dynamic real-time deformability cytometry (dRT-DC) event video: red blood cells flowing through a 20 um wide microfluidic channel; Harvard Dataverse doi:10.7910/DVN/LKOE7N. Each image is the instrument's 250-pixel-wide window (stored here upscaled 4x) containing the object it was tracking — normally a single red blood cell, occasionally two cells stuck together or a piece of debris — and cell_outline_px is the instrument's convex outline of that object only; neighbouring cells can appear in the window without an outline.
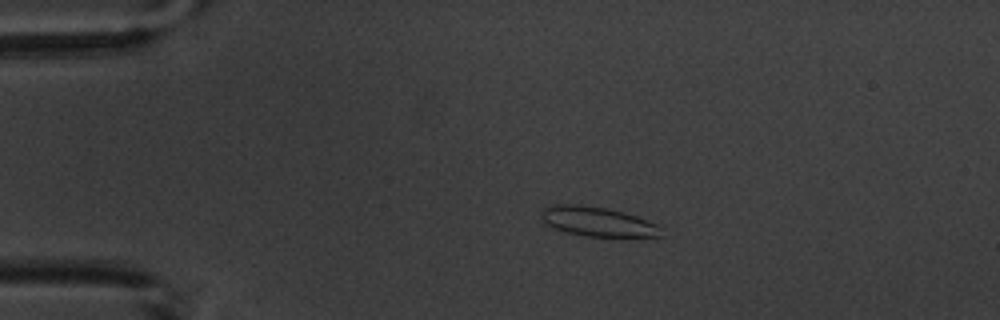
{"species": "common noctule bat (a hibernating species)", "species_latin": "Nyctalus noctula", "temperature_condition": "warm", "stored_images_in_passage": 6, "camera_frame_rate_fps": 3000, "um_per_image_px": 0.085, "animal": {"sex": "male", "body_mass_g": 20.1, "forearm_length_mm": 53.5}, "frame": {"image": 1, "passage_image": 2, "time_ms": 2.667, "image_size_px": [1000, 320], "cell_outline_px": [[664, 236], [584, 236], [564, 232], [548, 224], [540, 216], [540, 212], [544, 208], [556, 204], [580, 204], [608, 208], [636, 216], [656, 224]], "centroid_in_image_um": [50.75, 18.82], "position_along_channel_um": 34.2, "area_um2": 20.35}}
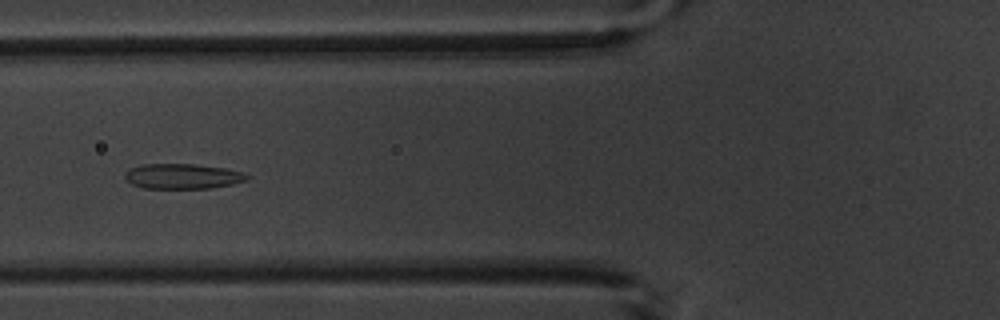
{"frame": {"image": 2, "passage_image": 5, "time_ms": 6.0, "image_size_px": [1000, 320], "cell_outline_px": [[252, 176], [248, 180], [232, 184], [212, 188], [144, 188], [132, 184], [124, 176], [124, 172], [140, 164], [192, 164], [224, 168], [244, 172]], "centroid_in_image_um": [15.56, 14.98], "position_along_channel_um": 110.2, "area_um2": 17.92}}
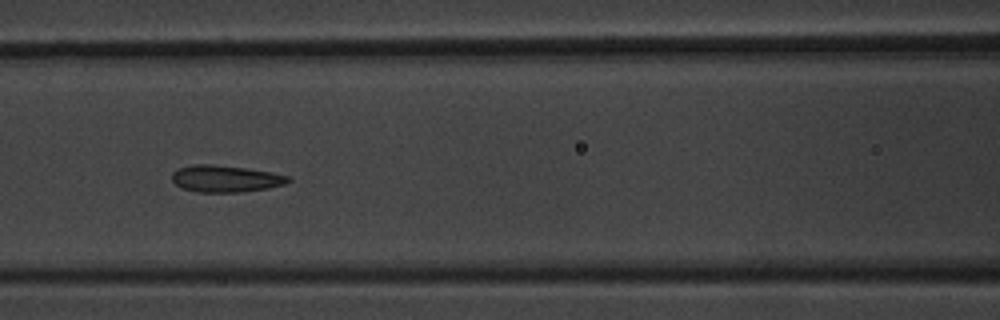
{"frame": {"image": 3, "passage_image": 6, "time_ms": 7.0, "image_size_px": [1000, 320], "cell_outline_px": [[292, 180], [284, 184], [268, 188], [240, 192], [196, 192], [184, 188], [176, 184], [172, 180], [172, 172], [176, 168], [192, 164], [216, 164], [272, 172], [292, 176]], "centroid_in_image_um": [19.17, 15.17], "position_along_channel_um": 147.4, "area_um2": 18.32}}